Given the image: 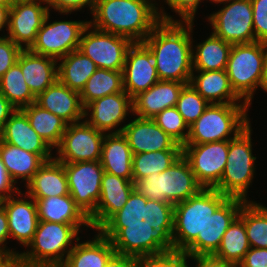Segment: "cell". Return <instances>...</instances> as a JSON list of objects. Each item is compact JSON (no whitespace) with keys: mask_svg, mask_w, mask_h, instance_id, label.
Masks as SVG:
<instances>
[{"mask_svg":"<svg viewBox=\"0 0 267 267\" xmlns=\"http://www.w3.org/2000/svg\"><path fill=\"white\" fill-rule=\"evenodd\" d=\"M20 190L21 188L16 186L0 157V198L2 200L7 199L18 194Z\"/></svg>","mask_w":267,"mask_h":267,"instance_id":"48","label":"cell"},{"mask_svg":"<svg viewBox=\"0 0 267 267\" xmlns=\"http://www.w3.org/2000/svg\"><path fill=\"white\" fill-rule=\"evenodd\" d=\"M132 156L122 132L105 134L100 159L104 172L132 181Z\"/></svg>","mask_w":267,"mask_h":267,"instance_id":"30","label":"cell"},{"mask_svg":"<svg viewBox=\"0 0 267 267\" xmlns=\"http://www.w3.org/2000/svg\"><path fill=\"white\" fill-rule=\"evenodd\" d=\"M39 221L72 224L80 232L92 229L89 218L75 204L71 195L51 196L35 200Z\"/></svg>","mask_w":267,"mask_h":267,"instance_id":"27","label":"cell"},{"mask_svg":"<svg viewBox=\"0 0 267 267\" xmlns=\"http://www.w3.org/2000/svg\"><path fill=\"white\" fill-rule=\"evenodd\" d=\"M0 267H19V253H0Z\"/></svg>","mask_w":267,"mask_h":267,"instance_id":"53","label":"cell"},{"mask_svg":"<svg viewBox=\"0 0 267 267\" xmlns=\"http://www.w3.org/2000/svg\"><path fill=\"white\" fill-rule=\"evenodd\" d=\"M24 186L34 200L70 194L64 165L55 158L46 161Z\"/></svg>","mask_w":267,"mask_h":267,"instance_id":"29","label":"cell"},{"mask_svg":"<svg viewBox=\"0 0 267 267\" xmlns=\"http://www.w3.org/2000/svg\"><path fill=\"white\" fill-rule=\"evenodd\" d=\"M185 83L159 80L148 90L132 98L133 114L139 118H153L166 108L176 106Z\"/></svg>","mask_w":267,"mask_h":267,"instance_id":"25","label":"cell"},{"mask_svg":"<svg viewBox=\"0 0 267 267\" xmlns=\"http://www.w3.org/2000/svg\"><path fill=\"white\" fill-rule=\"evenodd\" d=\"M39 267H63L62 265H55V266H39Z\"/></svg>","mask_w":267,"mask_h":267,"instance_id":"61","label":"cell"},{"mask_svg":"<svg viewBox=\"0 0 267 267\" xmlns=\"http://www.w3.org/2000/svg\"><path fill=\"white\" fill-rule=\"evenodd\" d=\"M25 82L37 97L58 79L57 60L23 49L17 59Z\"/></svg>","mask_w":267,"mask_h":267,"instance_id":"26","label":"cell"},{"mask_svg":"<svg viewBox=\"0 0 267 267\" xmlns=\"http://www.w3.org/2000/svg\"><path fill=\"white\" fill-rule=\"evenodd\" d=\"M245 200L228 197L209 217L202 234L183 251L187 257L213 255L219 248L228 227L239 216Z\"/></svg>","mask_w":267,"mask_h":267,"instance_id":"18","label":"cell"},{"mask_svg":"<svg viewBox=\"0 0 267 267\" xmlns=\"http://www.w3.org/2000/svg\"><path fill=\"white\" fill-rule=\"evenodd\" d=\"M46 2L49 7V11L50 9H53L55 12H58L59 15L67 16L72 12H80L85 8H88L91 14L96 0H46Z\"/></svg>","mask_w":267,"mask_h":267,"instance_id":"47","label":"cell"},{"mask_svg":"<svg viewBox=\"0 0 267 267\" xmlns=\"http://www.w3.org/2000/svg\"><path fill=\"white\" fill-rule=\"evenodd\" d=\"M252 124L229 140L227 163L219 184L214 188L228 197L250 201L248 191L256 176V159L253 152Z\"/></svg>","mask_w":267,"mask_h":267,"instance_id":"9","label":"cell"},{"mask_svg":"<svg viewBox=\"0 0 267 267\" xmlns=\"http://www.w3.org/2000/svg\"><path fill=\"white\" fill-rule=\"evenodd\" d=\"M182 150H160L133 154L132 181L136 183L152 173H161L169 168L180 156Z\"/></svg>","mask_w":267,"mask_h":267,"instance_id":"39","label":"cell"},{"mask_svg":"<svg viewBox=\"0 0 267 267\" xmlns=\"http://www.w3.org/2000/svg\"><path fill=\"white\" fill-rule=\"evenodd\" d=\"M239 217L244 221L250 247L267 248V207L261 202L245 201Z\"/></svg>","mask_w":267,"mask_h":267,"instance_id":"38","label":"cell"},{"mask_svg":"<svg viewBox=\"0 0 267 267\" xmlns=\"http://www.w3.org/2000/svg\"><path fill=\"white\" fill-rule=\"evenodd\" d=\"M194 25L160 21L142 42L152 53L159 80L190 82Z\"/></svg>","mask_w":267,"mask_h":267,"instance_id":"4","label":"cell"},{"mask_svg":"<svg viewBox=\"0 0 267 267\" xmlns=\"http://www.w3.org/2000/svg\"><path fill=\"white\" fill-rule=\"evenodd\" d=\"M89 24L97 30L143 42L160 22L152 0H96Z\"/></svg>","mask_w":267,"mask_h":267,"instance_id":"5","label":"cell"},{"mask_svg":"<svg viewBox=\"0 0 267 267\" xmlns=\"http://www.w3.org/2000/svg\"><path fill=\"white\" fill-rule=\"evenodd\" d=\"M231 47V43L211 32L205 40L192 44L193 70H226Z\"/></svg>","mask_w":267,"mask_h":267,"instance_id":"32","label":"cell"},{"mask_svg":"<svg viewBox=\"0 0 267 267\" xmlns=\"http://www.w3.org/2000/svg\"><path fill=\"white\" fill-rule=\"evenodd\" d=\"M2 206L7 213L10 238L26 248L33 240L39 223L35 200L20 190L18 194L4 199Z\"/></svg>","mask_w":267,"mask_h":267,"instance_id":"21","label":"cell"},{"mask_svg":"<svg viewBox=\"0 0 267 267\" xmlns=\"http://www.w3.org/2000/svg\"><path fill=\"white\" fill-rule=\"evenodd\" d=\"M123 91V71L98 68L86 82L80 99L85 108L96 99Z\"/></svg>","mask_w":267,"mask_h":267,"instance_id":"37","label":"cell"},{"mask_svg":"<svg viewBox=\"0 0 267 267\" xmlns=\"http://www.w3.org/2000/svg\"><path fill=\"white\" fill-rule=\"evenodd\" d=\"M262 90L267 93V56L265 60V68H264V80Z\"/></svg>","mask_w":267,"mask_h":267,"instance_id":"56","label":"cell"},{"mask_svg":"<svg viewBox=\"0 0 267 267\" xmlns=\"http://www.w3.org/2000/svg\"><path fill=\"white\" fill-rule=\"evenodd\" d=\"M94 233L92 240L76 242L63 267H105L110 257L131 237L120 231L98 230Z\"/></svg>","mask_w":267,"mask_h":267,"instance_id":"16","label":"cell"},{"mask_svg":"<svg viewBox=\"0 0 267 267\" xmlns=\"http://www.w3.org/2000/svg\"><path fill=\"white\" fill-rule=\"evenodd\" d=\"M35 103L57 115L67 124L84 120L80 93L71 90L58 79L36 97Z\"/></svg>","mask_w":267,"mask_h":267,"instance_id":"24","label":"cell"},{"mask_svg":"<svg viewBox=\"0 0 267 267\" xmlns=\"http://www.w3.org/2000/svg\"><path fill=\"white\" fill-rule=\"evenodd\" d=\"M229 150V140L203 144H185L182 155L188 161L198 183L214 189L224 172Z\"/></svg>","mask_w":267,"mask_h":267,"instance_id":"13","label":"cell"},{"mask_svg":"<svg viewBox=\"0 0 267 267\" xmlns=\"http://www.w3.org/2000/svg\"><path fill=\"white\" fill-rule=\"evenodd\" d=\"M186 260L183 252L164 247L153 236L135 237V267H180Z\"/></svg>","mask_w":267,"mask_h":267,"instance_id":"31","label":"cell"},{"mask_svg":"<svg viewBox=\"0 0 267 267\" xmlns=\"http://www.w3.org/2000/svg\"><path fill=\"white\" fill-rule=\"evenodd\" d=\"M256 41L267 43V0H251Z\"/></svg>","mask_w":267,"mask_h":267,"instance_id":"44","label":"cell"},{"mask_svg":"<svg viewBox=\"0 0 267 267\" xmlns=\"http://www.w3.org/2000/svg\"><path fill=\"white\" fill-rule=\"evenodd\" d=\"M14 4L13 0H0V5L5 7H11Z\"/></svg>","mask_w":267,"mask_h":267,"instance_id":"57","label":"cell"},{"mask_svg":"<svg viewBox=\"0 0 267 267\" xmlns=\"http://www.w3.org/2000/svg\"><path fill=\"white\" fill-rule=\"evenodd\" d=\"M72 224L39 221L33 240L19 253V267L62 265L82 238Z\"/></svg>","mask_w":267,"mask_h":267,"instance_id":"6","label":"cell"},{"mask_svg":"<svg viewBox=\"0 0 267 267\" xmlns=\"http://www.w3.org/2000/svg\"><path fill=\"white\" fill-rule=\"evenodd\" d=\"M16 111V108L0 93V134L8 118Z\"/></svg>","mask_w":267,"mask_h":267,"instance_id":"52","label":"cell"},{"mask_svg":"<svg viewBox=\"0 0 267 267\" xmlns=\"http://www.w3.org/2000/svg\"><path fill=\"white\" fill-rule=\"evenodd\" d=\"M238 267H267V248L251 247Z\"/></svg>","mask_w":267,"mask_h":267,"instance_id":"49","label":"cell"},{"mask_svg":"<svg viewBox=\"0 0 267 267\" xmlns=\"http://www.w3.org/2000/svg\"><path fill=\"white\" fill-rule=\"evenodd\" d=\"M152 120L179 145H185L189 134V127L176 106L164 109L156 114Z\"/></svg>","mask_w":267,"mask_h":267,"instance_id":"42","label":"cell"},{"mask_svg":"<svg viewBox=\"0 0 267 267\" xmlns=\"http://www.w3.org/2000/svg\"><path fill=\"white\" fill-rule=\"evenodd\" d=\"M227 198L216 189L203 188L195 196L173 205L156 223L152 236L164 247L183 252L202 234L209 217Z\"/></svg>","mask_w":267,"mask_h":267,"instance_id":"3","label":"cell"},{"mask_svg":"<svg viewBox=\"0 0 267 267\" xmlns=\"http://www.w3.org/2000/svg\"><path fill=\"white\" fill-rule=\"evenodd\" d=\"M209 2H211V4L213 3H215V5L217 4H224V3H227V2H229V1H231V0H208ZM207 0H206V2H208Z\"/></svg>","mask_w":267,"mask_h":267,"instance_id":"58","label":"cell"},{"mask_svg":"<svg viewBox=\"0 0 267 267\" xmlns=\"http://www.w3.org/2000/svg\"><path fill=\"white\" fill-rule=\"evenodd\" d=\"M189 83L209 104L246 103L232 89L226 70H193Z\"/></svg>","mask_w":267,"mask_h":267,"instance_id":"28","label":"cell"},{"mask_svg":"<svg viewBox=\"0 0 267 267\" xmlns=\"http://www.w3.org/2000/svg\"><path fill=\"white\" fill-rule=\"evenodd\" d=\"M202 1L204 3V0H162L173 13L179 16L176 22H194Z\"/></svg>","mask_w":267,"mask_h":267,"instance_id":"43","label":"cell"},{"mask_svg":"<svg viewBox=\"0 0 267 267\" xmlns=\"http://www.w3.org/2000/svg\"><path fill=\"white\" fill-rule=\"evenodd\" d=\"M188 262L189 260L187 259L180 267H189L190 263L188 264Z\"/></svg>","mask_w":267,"mask_h":267,"instance_id":"59","label":"cell"},{"mask_svg":"<svg viewBox=\"0 0 267 267\" xmlns=\"http://www.w3.org/2000/svg\"><path fill=\"white\" fill-rule=\"evenodd\" d=\"M2 201H3V200L0 198V207L2 206Z\"/></svg>","mask_w":267,"mask_h":267,"instance_id":"62","label":"cell"},{"mask_svg":"<svg viewBox=\"0 0 267 267\" xmlns=\"http://www.w3.org/2000/svg\"><path fill=\"white\" fill-rule=\"evenodd\" d=\"M97 69L96 64L78 49L57 60L58 80L78 93Z\"/></svg>","mask_w":267,"mask_h":267,"instance_id":"34","label":"cell"},{"mask_svg":"<svg viewBox=\"0 0 267 267\" xmlns=\"http://www.w3.org/2000/svg\"><path fill=\"white\" fill-rule=\"evenodd\" d=\"M104 136L85 120L68 124L53 156L61 163L99 161Z\"/></svg>","mask_w":267,"mask_h":267,"instance_id":"14","label":"cell"},{"mask_svg":"<svg viewBox=\"0 0 267 267\" xmlns=\"http://www.w3.org/2000/svg\"><path fill=\"white\" fill-rule=\"evenodd\" d=\"M132 43L125 36L103 32L88 24L82 33L78 50L98 68L123 71L126 53Z\"/></svg>","mask_w":267,"mask_h":267,"instance_id":"12","label":"cell"},{"mask_svg":"<svg viewBox=\"0 0 267 267\" xmlns=\"http://www.w3.org/2000/svg\"><path fill=\"white\" fill-rule=\"evenodd\" d=\"M49 7L46 0L14 3L9 11V27L6 36L22 49H29L35 42Z\"/></svg>","mask_w":267,"mask_h":267,"instance_id":"19","label":"cell"},{"mask_svg":"<svg viewBox=\"0 0 267 267\" xmlns=\"http://www.w3.org/2000/svg\"><path fill=\"white\" fill-rule=\"evenodd\" d=\"M0 93L16 109H22L36 101L17 62L0 78Z\"/></svg>","mask_w":267,"mask_h":267,"instance_id":"40","label":"cell"},{"mask_svg":"<svg viewBox=\"0 0 267 267\" xmlns=\"http://www.w3.org/2000/svg\"><path fill=\"white\" fill-rule=\"evenodd\" d=\"M28 118L31 127L54 150L62 139L67 123L57 115L41 108L36 103L20 109ZM54 148V149H53Z\"/></svg>","mask_w":267,"mask_h":267,"instance_id":"35","label":"cell"},{"mask_svg":"<svg viewBox=\"0 0 267 267\" xmlns=\"http://www.w3.org/2000/svg\"><path fill=\"white\" fill-rule=\"evenodd\" d=\"M11 7H5L0 5V31H3V34H0V37L6 36L4 33L5 30L8 31L9 27V11ZM5 28V29H4Z\"/></svg>","mask_w":267,"mask_h":267,"instance_id":"54","label":"cell"},{"mask_svg":"<svg viewBox=\"0 0 267 267\" xmlns=\"http://www.w3.org/2000/svg\"><path fill=\"white\" fill-rule=\"evenodd\" d=\"M202 189L188 161L181 155L161 173L139 179L135 183V201L141 214L155 226L173 205L195 196Z\"/></svg>","mask_w":267,"mask_h":267,"instance_id":"1","label":"cell"},{"mask_svg":"<svg viewBox=\"0 0 267 267\" xmlns=\"http://www.w3.org/2000/svg\"><path fill=\"white\" fill-rule=\"evenodd\" d=\"M247 103L209 104L189 126L185 144H203L235 138L250 123Z\"/></svg>","mask_w":267,"mask_h":267,"instance_id":"7","label":"cell"},{"mask_svg":"<svg viewBox=\"0 0 267 267\" xmlns=\"http://www.w3.org/2000/svg\"><path fill=\"white\" fill-rule=\"evenodd\" d=\"M131 114L132 98L125 91L96 99L84 108V120L105 134L121 133Z\"/></svg>","mask_w":267,"mask_h":267,"instance_id":"17","label":"cell"},{"mask_svg":"<svg viewBox=\"0 0 267 267\" xmlns=\"http://www.w3.org/2000/svg\"><path fill=\"white\" fill-rule=\"evenodd\" d=\"M0 157L10 177L16 184L24 182L26 185L45 163L39 155L27 152L1 140Z\"/></svg>","mask_w":267,"mask_h":267,"instance_id":"33","label":"cell"},{"mask_svg":"<svg viewBox=\"0 0 267 267\" xmlns=\"http://www.w3.org/2000/svg\"><path fill=\"white\" fill-rule=\"evenodd\" d=\"M212 33L231 44L255 42L251 0H231L207 17Z\"/></svg>","mask_w":267,"mask_h":267,"instance_id":"11","label":"cell"},{"mask_svg":"<svg viewBox=\"0 0 267 267\" xmlns=\"http://www.w3.org/2000/svg\"><path fill=\"white\" fill-rule=\"evenodd\" d=\"M267 43L232 44L226 73L232 89L250 107L256 90L262 89Z\"/></svg>","mask_w":267,"mask_h":267,"instance_id":"8","label":"cell"},{"mask_svg":"<svg viewBox=\"0 0 267 267\" xmlns=\"http://www.w3.org/2000/svg\"><path fill=\"white\" fill-rule=\"evenodd\" d=\"M69 193L75 204L89 218L95 211L101 194L104 169L99 161L63 163Z\"/></svg>","mask_w":267,"mask_h":267,"instance_id":"15","label":"cell"},{"mask_svg":"<svg viewBox=\"0 0 267 267\" xmlns=\"http://www.w3.org/2000/svg\"><path fill=\"white\" fill-rule=\"evenodd\" d=\"M9 238V239H8ZM10 240L8 217L3 206L0 207V253H20L16 248L8 247L6 244Z\"/></svg>","mask_w":267,"mask_h":267,"instance_id":"50","label":"cell"},{"mask_svg":"<svg viewBox=\"0 0 267 267\" xmlns=\"http://www.w3.org/2000/svg\"><path fill=\"white\" fill-rule=\"evenodd\" d=\"M187 259L192 260L195 263V267H238L237 265L218 259L213 255H200L187 257Z\"/></svg>","mask_w":267,"mask_h":267,"instance_id":"51","label":"cell"},{"mask_svg":"<svg viewBox=\"0 0 267 267\" xmlns=\"http://www.w3.org/2000/svg\"><path fill=\"white\" fill-rule=\"evenodd\" d=\"M208 105L209 103L188 83L179 94L176 108L189 127L204 113Z\"/></svg>","mask_w":267,"mask_h":267,"instance_id":"41","label":"cell"},{"mask_svg":"<svg viewBox=\"0 0 267 267\" xmlns=\"http://www.w3.org/2000/svg\"><path fill=\"white\" fill-rule=\"evenodd\" d=\"M14 1V3H16V2H25V1H34V0H13Z\"/></svg>","mask_w":267,"mask_h":267,"instance_id":"60","label":"cell"},{"mask_svg":"<svg viewBox=\"0 0 267 267\" xmlns=\"http://www.w3.org/2000/svg\"><path fill=\"white\" fill-rule=\"evenodd\" d=\"M132 154L160 150H182L173 138L166 134L152 118L134 117L122 129Z\"/></svg>","mask_w":267,"mask_h":267,"instance_id":"22","label":"cell"},{"mask_svg":"<svg viewBox=\"0 0 267 267\" xmlns=\"http://www.w3.org/2000/svg\"><path fill=\"white\" fill-rule=\"evenodd\" d=\"M92 230L120 231L131 237H151L154 226L135 201V183L104 172L96 211L89 217Z\"/></svg>","mask_w":267,"mask_h":267,"instance_id":"2","label":"cell"},{"mask_svg":"<svg viewBox=\"0 0 267 267\" xmlns=\"http://www.w3.org/2000/svg\"><path fill=\"white\" fill-rule=\"evenodd\" d=\"M250 248L244 221L238 216L224 233L213 256L238 266Z\"/></svg>","mask_w":267,"mask_h":267,"instance_id":"36","label":"cell"},{"mask_svg":"<svg viewBox=\"0 0 267 267\" xmlns=\"http://www.w3.org/2000/svg\"><path fill=\"white\" fill-rule=\"evenodd\" d=\"M22 50L9 37H0V78L17 62Z\"/></svg>","mask_w":267,"mask_h":267,"instance_id":"45","label":"cell"},{"mask_svg":"<svg viewBox=\"0 0 267 267\" xmlns=\"http://www.w3.org/2000/svg\"><path fill=\"white\" fill-rule=\"evenodd\" d=\"M152 1L157 4V10H158V15H159L160 21L176 22V18L174 19L173 16L170 15V13L168 14L167 11L165 12L166 9L164 6L160 7V5L162 4V3H160L161 2L160 0H158L160 4L158 3L157 0H152Z\"/></svg>","mask_w":267,"mask_h":267,"instance_id":"55","label":"cell"},{"mask_svg":"<svg viewBox=\"0 0 267 267\" xmlns=\"http://www.w3.org/2000/svg\"><path fill=\"white\" fill-rule=\"evenodd\" d=\"M0 140L35 153L45 162L54 158L53 150L31 127L27 116L20 109H16L4 124Z\"/></svg>","mask_w":267,"mask_h":267,"instance_id":"23","label":"cell"},{"mask_svg":"<svg viewBox=\"0 0 267 267\" xmlns=\"http://www.w3.org/2000/svg\"><path fill=\"white\" fill-rule=\"evenodd\" d=\"M105 267H135V237H130L110 257Z\"/></svg>","mask_w":267,"mask_h":267,"instance_id":"46","label":"cell"},{"mask_svg":"<svg viewBox=\"0 0 267 267\" xmlns=\"http://www.w3.org/2000/svg\"><path fill=\"white\" fill-rule=\"evenodd\" d=\"M159 81L151 51L142 43L134 42L128 48L123 68V89L134 98Z\"/></svg>","mask_w":267,"mask_h":267,"instance_id":"20","label":"cell"},{"mask_svg":"<svg viewBox=\"0 0 267 267\" xmlns=\"http://www.w3.org/2000/svg\"><path fill=\"white\" fill-rule=\"evenodd\" d=\"M51 10L29 48L33 53L59 60L79 48L82 33L88 26L85 20H50ZM50 20V21H49Z\"/></svg>","mask_w":267,"mask_h":267,"instance_id":"10","label":"cell"}]
</instances>
